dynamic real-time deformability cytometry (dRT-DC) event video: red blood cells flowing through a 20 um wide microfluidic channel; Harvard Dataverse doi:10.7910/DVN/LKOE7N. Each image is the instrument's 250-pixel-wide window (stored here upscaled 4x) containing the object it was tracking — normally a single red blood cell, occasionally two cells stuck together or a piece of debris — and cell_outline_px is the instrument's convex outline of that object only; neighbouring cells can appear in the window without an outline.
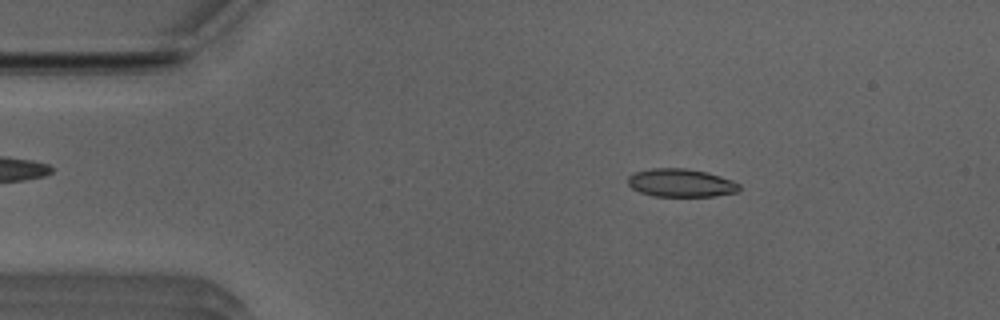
{"species": "Egyptian fruit bat (a non-hibernating species)", "species_latin": "Rousettus aegyptiacus", "temperature_condition": "room temperature", "stored_images_in_passage": 51, "camera_frame_rate_fps": 3000, "um_per_image_px": 0.085, "animal": {"sex": "male"}, "frame": {"image": 1, "passage_image": 8, "time_ms": 2.333, "image_size_px": [1000, 320], "cell_outline_px": [[740, 188], [736, 192], [716, 196], [652, 196], [640, 192], [632, 188], [628, 184], [628, 176], [636, 172], [652, 168], [684, 168], [708, 172], [732, 180], [740, 184]], "centroid_in_image_um": [57.88, 15.54], "position_along_channel_um": 27.1, "area_um2": 18.26}}
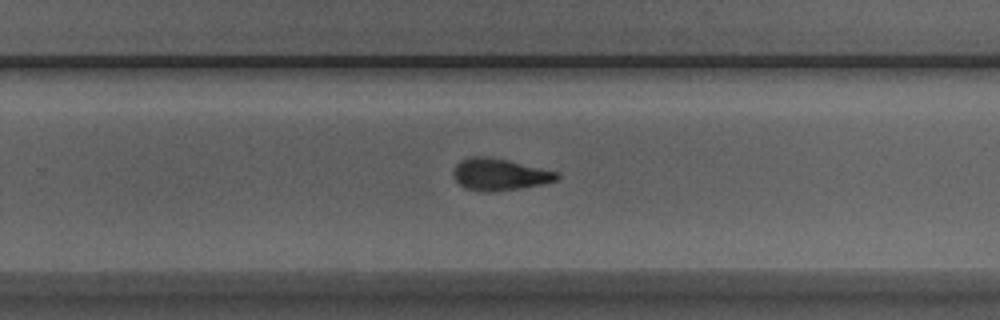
{"frame": {"image": 2, "passage_image": 32, "time_ms": 10.333, "image_size_px": [1000, 320], "cell_outline_px": [[560, 176], [556, 180], [544, 184], [520, 188], [492, 192], [468, 188], [460, 184], [452, 176], [452, 168], [460, 160], [472, 156], [484, 156], [508, 160], [556, 172]], "centroid_in_image_um": [42.42, 14.82], "position_along_channel_um": 287.4, "area_um2": 19.02}}
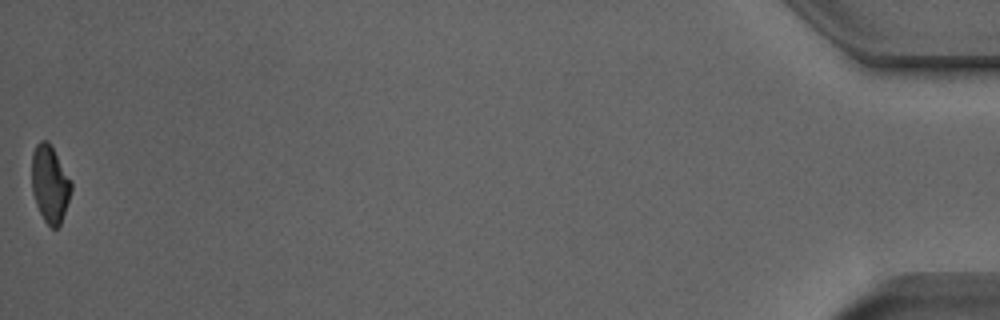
{"frame": {"image": 3, "passage_image": 51, "time_ms": 16.667, "image_size_px": [1000, 320], "cell_outline_px": [[72, 188], [60, 224], [56, 228], [52, 228], [44, 220], [36, 204], [32, 192], [32, 152], [36, 144], [40, 140], [48, 140], [72, 180]], "centroid_in_image_um": [4.24, 15.59], "position_along_channel_um": 431.0, "area_um2": 17.69}, "authors_computed_cell_mechanics": {"area_um2": 18.7272, "velocity_mm_per_s": 3.941, "shape_relaxation_time_tau1_ms": 5.9292, "shape_relaxation_time_tau2_ms": 4.0201, "deformation_change_tau1": 0.1945, "deformation_change_tau2": 0.1186}}